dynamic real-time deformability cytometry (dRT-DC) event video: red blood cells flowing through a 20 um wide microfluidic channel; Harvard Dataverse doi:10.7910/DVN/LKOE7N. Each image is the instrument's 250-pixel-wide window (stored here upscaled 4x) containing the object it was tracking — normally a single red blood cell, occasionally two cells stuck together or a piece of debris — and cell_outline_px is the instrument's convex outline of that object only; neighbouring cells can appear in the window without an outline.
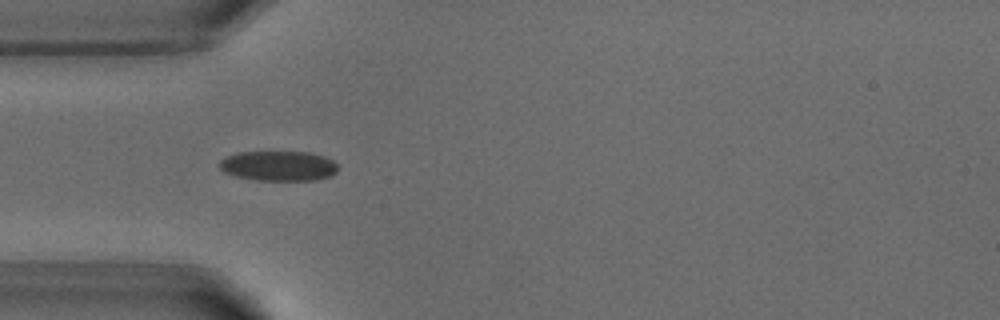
{"species": "common noctule bat (a hibernating species)", "species_latin": "Nyctalus noctula", "temperature_condition": "warm", "stored_images_in_passage": 6, "camera_frame_rate_fps": 3000, "um_per_image_px": 0.085, "animal": {"sex": "male", "body_mass_g": 18.8}, "frame": {"image": 1, "passage_image": 5, "time_ms": 4.667, "image_size_px": [1000, 320], "cell_outline_px": [[336, 172], [332, 176], [316, 180], [256, 180], [236, 176], [224, 172], [220, 168], [220, 160], [236, 152], [308, 152], [324, 156], [332, 160], [336, 164]], "centroid_in_image_um": [23.68, 14.1], "position_along_channel_um": 61.3, "area_um2": 20.63}}